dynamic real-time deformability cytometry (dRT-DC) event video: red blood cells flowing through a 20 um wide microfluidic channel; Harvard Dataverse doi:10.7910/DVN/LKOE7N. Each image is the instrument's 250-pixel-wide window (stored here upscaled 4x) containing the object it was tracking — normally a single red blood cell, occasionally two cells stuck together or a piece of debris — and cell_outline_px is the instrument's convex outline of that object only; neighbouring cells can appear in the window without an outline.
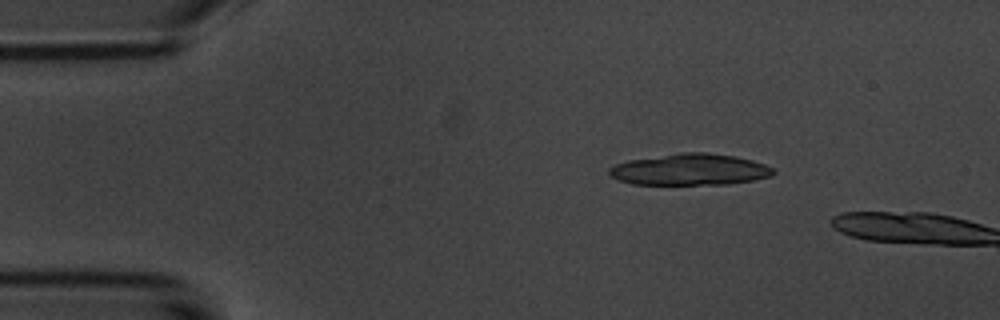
{"species": "common noctule bat (a hibernating species)", "species_latin": "Nyctalus noctula", "temperature_condition": "room temperature", "stored_images_in_passage": 5, "camera_frame_rate_fps": 3000, "um_per_image_px": 0.085, "animal": {"sex": "male", "body_mass_g": 20.1, "forearm_length_mm": 53.5}, "frame": {"image": 1, "passage_image": 5, "time_ms": 5.667, "image_size_px": [1000, 320], "cell_outline_px": [[776, 172], [772, 176], [756, 180], [728, 184], [632, 184], [620, 180], [612, 176], [608, 172], [608, 168], [616, 164], [628, 160], [680, 152], [704, 152], [736, 156], [752, 160], [764, 164], [772, 168]], "centroid_in_image_um": [58.67, 14.41], "position_along_channel_um": 26.3, "area_um2": 30.11}}